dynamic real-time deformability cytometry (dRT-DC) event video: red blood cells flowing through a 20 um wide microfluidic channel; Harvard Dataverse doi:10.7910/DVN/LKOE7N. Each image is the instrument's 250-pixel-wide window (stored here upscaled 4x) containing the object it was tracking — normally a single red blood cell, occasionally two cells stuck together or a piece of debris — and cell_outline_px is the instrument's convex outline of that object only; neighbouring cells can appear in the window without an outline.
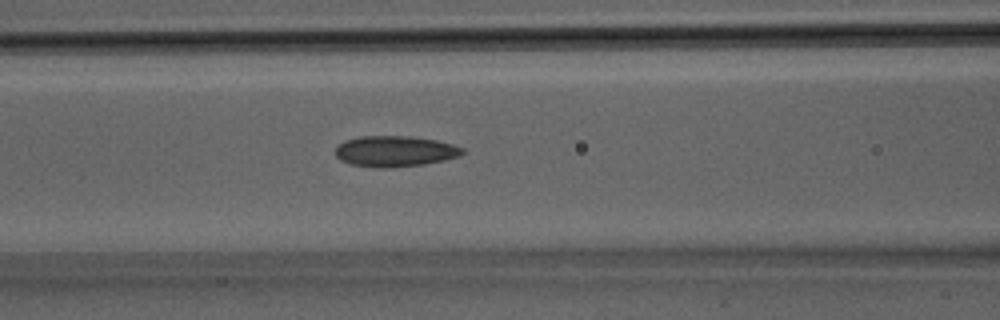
{"species": "Egyptian fruit bat (a non-hibernating species)", "species_latin": "Rousettus aegyptiacus", "temperature_condition": "room temperature", "stored_images_in_passage": 15, "camera_frame_rate_fps": 3000, "um_per_image_px": 0.085, "animal": {"sex": "male"}, "frame": {"image": 1, "passage_image": 9, "time_ms": 2.667, "image_size_px": [1000, 320], "cell_outline_px": [[468, 152], [460, 156], [444, 160], [424, 164], [392, 168], [380, 168], [348, 164], [340, 160], [336, 156], [336, 148], [344, 140], [360, 136], [408, 136], [436, 140], [452, 144], [464, 148]], "centroid_in_image_um": [33.59, 12.86], "position_along_channel_um": 133.0, "area_um2": 23.06}}